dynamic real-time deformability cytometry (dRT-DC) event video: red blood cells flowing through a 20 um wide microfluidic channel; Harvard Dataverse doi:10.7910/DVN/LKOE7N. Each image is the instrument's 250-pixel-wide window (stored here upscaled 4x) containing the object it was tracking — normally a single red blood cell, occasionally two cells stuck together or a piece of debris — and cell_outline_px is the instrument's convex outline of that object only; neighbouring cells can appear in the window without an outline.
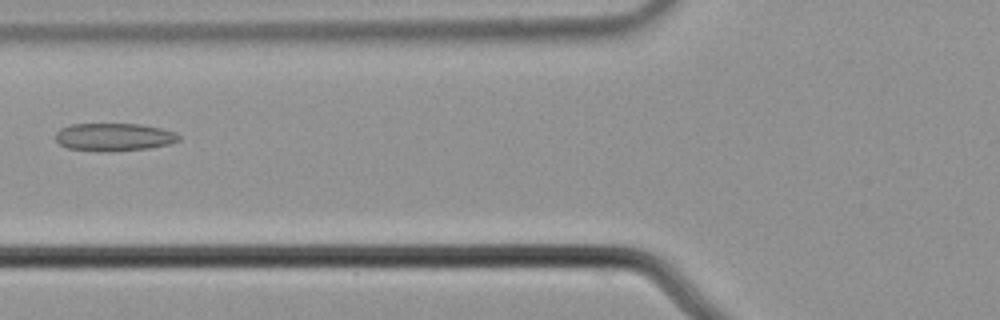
{"species": "common noctule bat (a hibernating species)", "species_latin": "Nyctalus noctula", "temperature_condition": "cold", "stored_images_in_passage": 5, "camera_frame_rate_fps": 3000, "um_per_image_px": 0.085, "animal": {"sex": "male", "body_mass_g": 21.5, "forearm_length_mm": 52.0}, "frame": {"image": 1, "passage_image": 5, "time_ms": 1.333, "image_size_px": [1000, 320], "cell_outline_px": [[180, 140], [168, 144], [148, 148], [112, 152], [108, 152], [68, 148], [60, 144], [56, 140], [56, 132], [60, 128], [72, 124], [140, 124], [160, 128], [176, 132], [180, 136]], "centroid_in_image_um": [9.69, 11.65], "position_along_channel_um": 116.1, "area_um2": 20.0}}